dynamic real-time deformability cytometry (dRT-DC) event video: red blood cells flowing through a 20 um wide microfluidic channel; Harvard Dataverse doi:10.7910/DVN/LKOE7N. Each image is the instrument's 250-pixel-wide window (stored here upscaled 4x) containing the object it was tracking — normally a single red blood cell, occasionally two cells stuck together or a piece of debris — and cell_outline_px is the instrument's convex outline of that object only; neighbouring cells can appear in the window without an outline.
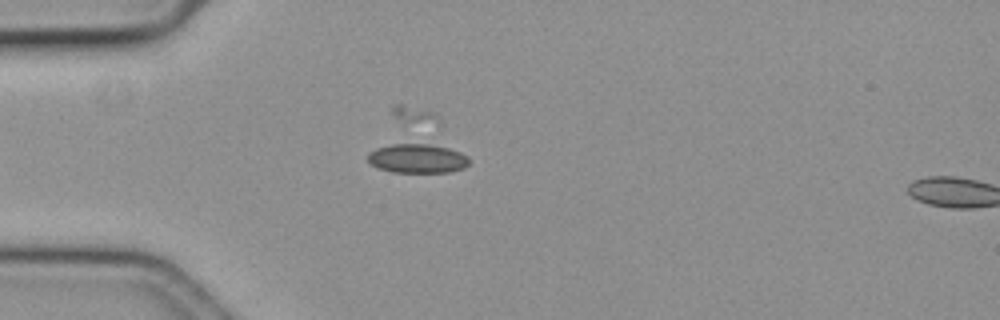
{"species": "common noctule bat (a hibernating species)", "species_latin": "Nyctalus noctula", "temperature_condition": "cold", "stored_images_in_passage": 13, "camera_frame_rate_fps": 3000, "um_per_image_px": 0.085, "animal": {"sex": "female", "body_mass_g": 19.3, "forearm_length_mm": 54.1}, "frame": {"image": 1, "passage_image": 11, "time_ms": 3.333, "image_size_px": [1000, 320], "cell_outline_px": [[468, 164], [464, 168], [448, 172], [392, 172], [376, 168], [368, 164], [368, 152], [376, 148], [392, 144], [428, 144], [448, 148], [460, 152], [468, 156]], "centroid_in_image_um": [35.43, 13.48], "position_along_channel_um": 49.6, "area_um2": 17.28}}